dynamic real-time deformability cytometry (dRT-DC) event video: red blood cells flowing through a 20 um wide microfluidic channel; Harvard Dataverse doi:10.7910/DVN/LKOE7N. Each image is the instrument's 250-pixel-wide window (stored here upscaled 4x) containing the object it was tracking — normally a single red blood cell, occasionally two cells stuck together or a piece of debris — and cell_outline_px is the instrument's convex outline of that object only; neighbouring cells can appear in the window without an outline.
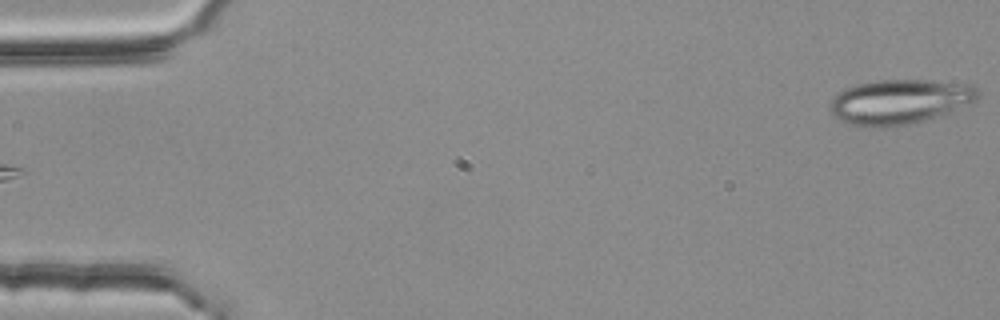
{"species": "common noctule bat (a hibernating species)", "species_latin": "Nyctalus noctula", "temperature_condition": "room temperature", "stored_images_in_passage": 54, "camera_frame_rate_fps": 3000, "um_per_image_px": 0.085, "animal": {"sex": "female", "body_mass_g": 25.1}, "frame": {"image": 1, "passage_image": 1, "time_ms": 0.0, "image_size_px": [1000, 320], "cell_outline_px": [[980, 96], [976, 104], [924, 120], [884, 128], [848, 124], [836, 116], [828, 108], [832, 96], [844, 88], [856, 84], [876, 80], [932, 80], [968, 84], [976, 88], [980, 92]], "centroid_in_image_um": [76.51, 8.63], "position_along_channel_um": 8.5, "area_um2": 38.96}}
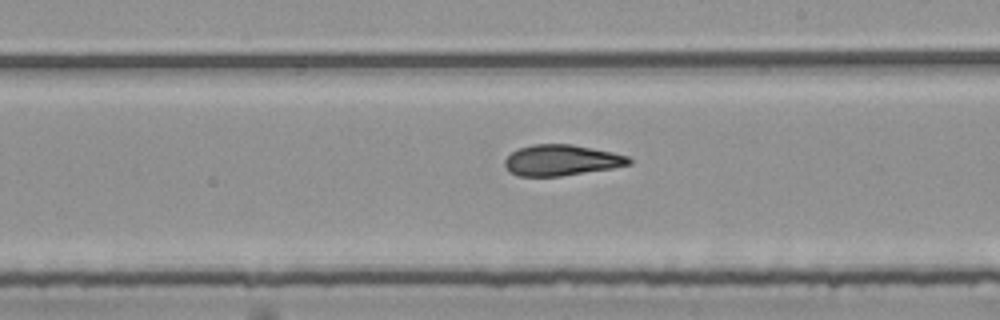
{"frame": {"image": 2, "passage_image": 31, "time_ms": 10.0, "image_size_px": [1000, 320], "cell_outline_px": [[632, 164], [612, 168], [560, 176], [520, 176], [512, 172], [504, 164], [504, 160], [516, 148], [532, 144], [572, 144], [612, 152], [628, 156], [632, 160]], "centroid_in_image_um": [47.73, 13.6], "position_along_channel_um": 241.3, "area_um2": 22.25}}
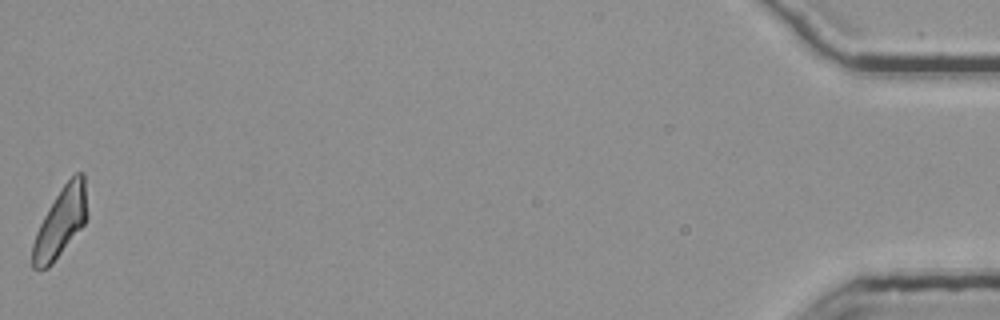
{"frame": {"image": 3, "passage_image": 54, "time_ms": 17.667, "image_size_px": [1000, 320], "cell_outline_px": [[88, 216], [84, 224], [52, 264], [48, 268], [32, 268], [32, 244], [36, 232], [48, 208], [64, 184], [76, 172], [84, 172], [88, 212]], "centroid_in_image_um": [5.17, 18.88], "position_along_channel_um": 430.0, "area_um2": 21.91}, "authors_computed_cell_mechanics": {"area_um2": 22.831, "velocity_mm_per_s": 3.7791, "shape_relaxation_time_tau1_ms": null, "shape_relaxation_time_tau2_ms": 4.101, "deformation_change_tau1": null, "deformation_change_tau2": 0.1266}}